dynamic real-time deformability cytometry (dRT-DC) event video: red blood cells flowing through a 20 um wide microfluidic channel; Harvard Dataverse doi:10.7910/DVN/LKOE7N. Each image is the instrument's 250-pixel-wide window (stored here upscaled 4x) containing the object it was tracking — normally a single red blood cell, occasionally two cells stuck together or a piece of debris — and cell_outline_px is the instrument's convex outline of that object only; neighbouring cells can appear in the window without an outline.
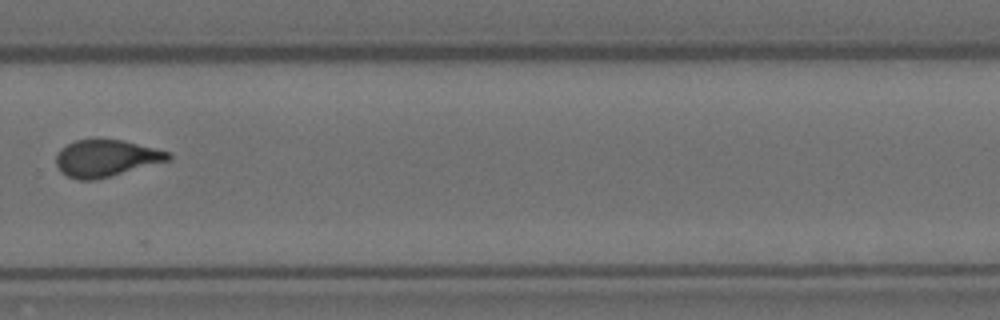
{"species": "Egyptian fruit bat (a non-hibernating species)", "species_latin": "Rousettus aegyptiacus", "temperature_condition": "room temperature", "stored_images_in_passage": 10, "camera_frame_rate_fps": 3000, "um_per_image_px": 0.085, "animal": {"sex": "female"}, "frame": {"image": 1, "passage_image": 10, "time_ms": 3.0, "image_size_px": [1000, 320], "cell_outline_px": [[172, 156], [168, 160], [96, 180], [76, 180], [60, 172], [56, 164], [56, 156], [60, 148], [76, 140], [100, 136], [124, 140], [172, 152]], "centroid_in_image_um": [8.98, 13.41], "position_along_channel_um": 320.8, "area_um2": 24.68}}